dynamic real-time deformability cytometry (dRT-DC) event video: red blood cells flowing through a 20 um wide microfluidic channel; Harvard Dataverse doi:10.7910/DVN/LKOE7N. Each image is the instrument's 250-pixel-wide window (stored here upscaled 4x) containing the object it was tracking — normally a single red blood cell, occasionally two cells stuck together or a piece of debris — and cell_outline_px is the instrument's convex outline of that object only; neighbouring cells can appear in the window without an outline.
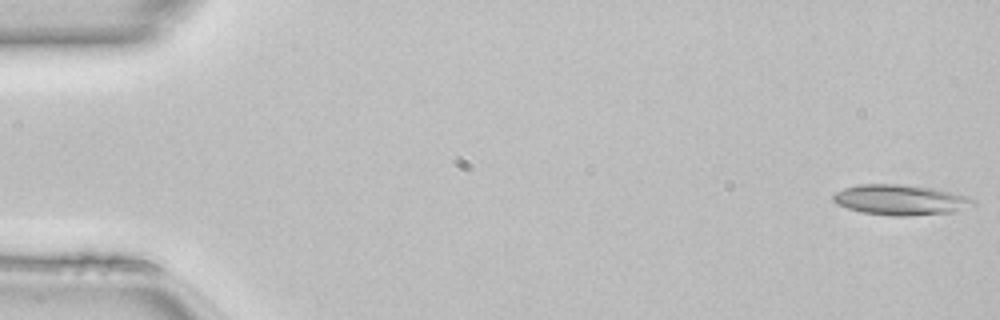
{"species": "common noctule bat (a hibernating species)", "species_latin": "Nyctalus noctula", "temperature_condition": "room temperature", "stored_images_in_passage": 49, "camera_frame_rate_fps": 3000, "um_per_image_px": 0.085, "animal": {"sex": "female", "body_mass_g": 22.7, "forearm_length_mm": 54.2}, "frame": {"image": 1, "passage_image": 1, "time_ms": 0.0, "image_size_px": [1000, 320], "cell_outline_px": [[976, 204], [956, 212], [908, 216], [892, 216], [860, 212], [836, 204], [832, 200], [832, 196], [836, 192], [844, 188], [860, 184], [900, 184], [932, 188], [952, 192], [968, 196], [976, 200]], "centroid_in_image_um": [76.56, 17.0], "position_along_channel_um": 8.4, "area_um2": 25.03}}
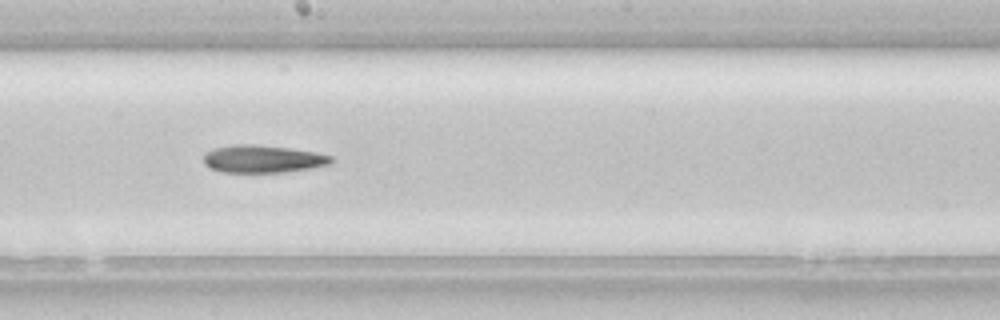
{"frame": {"image": 2, "passage_image": 27, "time_ms": 8.667, "image_size_px": [1000, 320], "cell_outline_px": [[336, 160], [332, 164], [312, 168], [284, 172], [220, 172], [208, 168], [204, 164], [204, 152], [212, 148], [236, 144], [252, 144], [288, 148], [316, 152], [332, 156]], "centroid_in_image_um": [22.34, 13.51], "position_along_channel_um": 225.9, "area_um2": 20.81}}
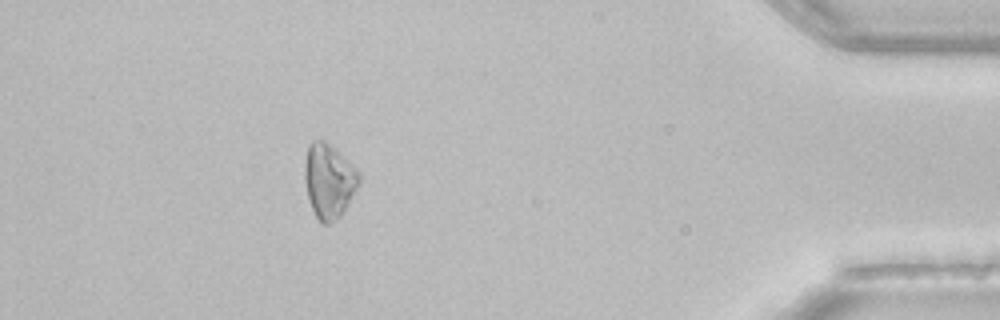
{"frame": {"image": 3, "passage_image": 44, "time_ms": 14.333, "image_size_px": [1000, 320], "cell_outline_px": [[360, 184], [340, 216], [332, 224], [324, 224], [316, 216], [308, 200], [304, 180], [304, 164], [308, 144], [312, 140], [324, 140], [360, 172]], "centroid_in_image_um": [27.94, 15.38], "position_along_channel_um": 407.3, "area_um2": 23.52}}